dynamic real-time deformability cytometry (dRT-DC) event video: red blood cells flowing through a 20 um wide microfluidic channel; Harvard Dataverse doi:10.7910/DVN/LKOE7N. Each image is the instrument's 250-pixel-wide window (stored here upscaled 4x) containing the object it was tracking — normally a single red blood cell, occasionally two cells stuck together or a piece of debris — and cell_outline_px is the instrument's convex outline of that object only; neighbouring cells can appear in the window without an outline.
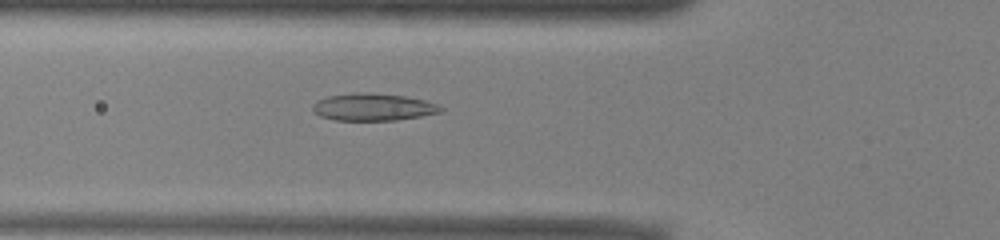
{"species": "common noctule bat (a hibernating species)", "species_latin": "Nyctalus noctula", "temperature_condition": "warm", "stored_images_in_passage": 52, "camera_frame_rate_fps": 3000, "um_per_image_px": 0.085, "animal": {"sex": "male", "body_mass_g": 13.0, "forearm_length_mm": 53.1}, "frame": {"image": 1, "passage_image": 18, "time_ms": 5.667, "image_size_px": [1000, 240], "cell_outline_px": [[444, 108], [440, 112], [420, 116], [396, 120], [336, 120], [320, 116], [312, 108], [312, 104], [316, 100], [328, 96], [356, 92], [372, 92], [404, 96], [424, 100], [436, 104]], "centroid_in_image_um": [31.69, 9.09], "position_along_channel_um": 94.1, "area_um2": 20.29}}
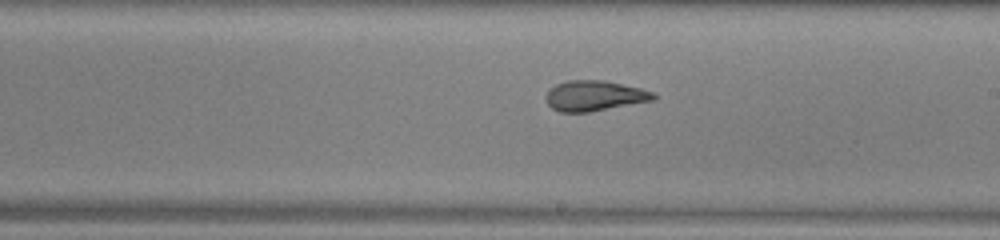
{"frame": {"image": 2, "passage_image": 29, "time_ms": 9.333, "image_size_px": [1000, 240], "cell_outline_px": [[656, 100], [588, 112], [560, 112], [552, 108], [548, 104], [544, 96], [556, 84], [568, 80], [604, 80], [640, 88], [652, 92], [656, 96]], "centroid_in_image_um": [50.53, 8.14], "position_along_channel_um": 238.5, "area_um2": 18.96}}
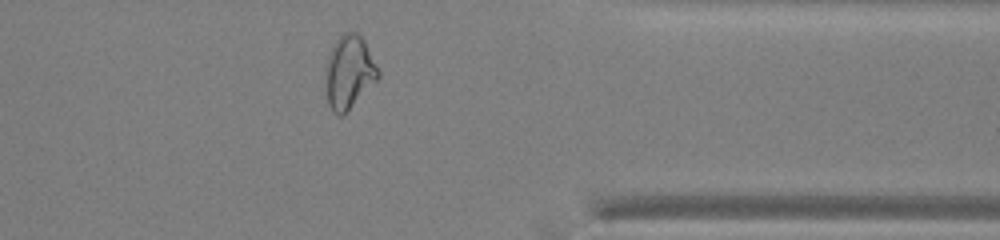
{"frame": {"image": 3, "passage_image": 41, "time_ms": 13.333, "image_size_px": [1000, 240], "cell_outline_px": [[380, 76], [340, 116], [332, 112], [328, 104], [324, 84], [324, 68], [328, 56], [336, 40], [344, 32], [356, 32], [364, 40], [380, 72]], "centroid_in_image_um": [29.62, 6.11], "position_along_channel_um": 381.8, "area_um2": 22.2}, "authors_computed_cell_mechanics": {"area_um2": 21.7617, "velocity_mm_per_s": 3.9405, "shape_relaxation_time_tau1_ms": null, "shape_relaxation_time_tau2_ms": 1.4297, "deformation_change_tau1": null, "deformation_change_tau2": 0.0801}}